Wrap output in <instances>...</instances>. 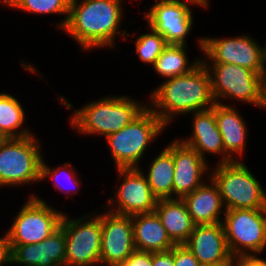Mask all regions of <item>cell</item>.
<instances>
[{"instance_id": "obj_1", "label": "cell", "mask_w": 266, "mask_h": 266, "mask_svg": "<svg viewBox=\"0 0 266 266\" xmlns=\"http://www.w3.org/2000/svg\"><path fill=\"white\" fill-rule=\"evenodd\" d=\"M123 0H71L69 18L64 28L85 52L92 49L115 48L117 35L129 32L122 29ZM124 36V37H123Z\"/></svg>"}, {"instance_id": "obj_2", "label": "cell", "mask_w": 266, "mask_h": 266, "mask_svg": "<svg viewBox=\"0 0 266 266\" xmlns=\"http://www.w3.org/2000/svg\"><path fill=\"white\" fill-rule=\"evenodd\" d=\"M162 82L146 103L167 127L177 116L210 109L216 103L210 74L202 61L191 72Z\"/></svg>"}, {"instance_id": "obj_3", "label": "cell", "mask_w": 266, "mask_h": 266, "mask_svg": "<svg viewBox=\"0 0 266 266\" xmlns=\"http://www.w3.org/2000/svg\"><path fill=\"white\" fill-rule=\"evenodd\" d=\"M144 102L126 95H106L74 109L69 122L79 134L101 135L105 138L128 125L146 107Z\"/></svg>"}, {"instance_id": "obj_4", "label": "cell", "mask_w": 266, "mask_h": 266, "mask_svg": "<svg viewBox=\"0 0 266 266\" xmlns=\"http://www.w3.org/2000/svg\"><path fill=\"white\" fill-rule=\"evenodd\" d=\"M167 127L147 106L128 125L106 137L117 168H140L150 143Z\"/></svg>"}, {"instance_id": "obj_5", "label": "cell", "mask_w": 266, "mask_h": 266, "mask_svg": "<svg viewBox=\"0 0 266 266\" xmlns=\"http://www.w3.org/2000/svg\"><path fill=\"white\" fill-rule=\"evenodd\" d=\"M240 160L218 163L212 174L208 173L219 188L225 209H266L264 188Z\"/></svg>"}, {"instance_id": "obj_6", "label": "cell", "mask_w": 266, "mask_h": 266, "mask_svg": "<svg viewBox=\"0 0 266 266\" xmlns=\"http://www.w3.org/2000/svg\"><path fill=\"white\" fill-rule=\"evenodd\" d=\"M39 139L33 135L8 138L0 145V187L40 181L43 159Z\"/></svg>"}, {"instance_id": "obj_7", "label": "cell", "mask_w": 266, "mask_h": 266, "mask_svg": "<svg viewBox=\"0 0 266 266\" xmlns=\"http://www.w3.org/2000/svg\"><path fill=\"white\" fill-rule=\"evenodd\" d=\"M202 62L210 74L212 95L216 103L224 105L225 99H234L260 108L262 75L235 64Z\"/></svg>"}, {"instance_id": "obj_8", "label": "cell", "mask_w": 266, "mask_h": 266, "mask_svg": "<svg viewBox=\"0 0 266 266\" xmlns=\"http://www.w3.org/2000/svg\"><path fill=\"white\" fill-rule=\"evenodd\" d=\"M222 223L233 258L266 250V209H228Z\"/></svg>"}, {"instance_id": "obj_9", "label": "cell", "mask_w": 266, "mask_h": 266, "mask_svg": "<svg viewBox=\"0 0 266 266\" xmlns=\"http://www.w3.org/2000/svg\"><path fill=\"white\" fill-rule=\"evenodd\" d=\"M60 226L66 238L65 266H100L101 214L69 218L64 213Z\"/></svg>"}, {"instance_id": "obj_10", "label": "cell", "mask_w": 266, "mask_h": 266, "mask_svg": "<svg viewBox=\"0 0 266 266\" xmlns=\"http://www.w3.org/2000/svg\"><path fill=\"white\" fill-rule=\"evenodd\" d=\"M6 231L11 245L37 244L61 225L63 211L49 206L37 195H29Z\"/></svg>"}, {"instance_id": "obj_11", "label": "cell", "mask_w": 266, "mask_h": 266, "mask_svg": "<svg viewBox=\"0 0 266 266\" xmlns=\"http://www.w3.org/2000/svg\"><path fill=\"white\" fill-rule=\"evenodd\" d=\"M198 42L197 47L203 52L202 61L235 64L262 76L266 72L263 49L259 42L249 35L241 34L234 38L200 37Z\"/></svg>"}, {"instance_id": "obj_12", "label": "cell", "mask_w": 266, "mask_h": 266, "mask_svg": "<svg viewBox=\"0 0 266 266\" xmlns=\"http://www.w3.org/2000/svg\"><path fill=\"white\" fill-rule=\"evenodd\" d=\"M117 172L122 183L113 190L115 197L112 195L107 201V210L128 216L154 212L157 198L151 192L144 171L141 168H117Z\"/></svg>"}, {"instance_id": "obj_13", "label": "cell", "mask_w": 266, "mask_h": 266, "mask_svg": "<svg viewBox=\"0 0 266 266\" xmlns=\"http://www.w3.org/2000/svg\"><path fill=\"white\" fill-rule=\"evenodd\" d=\"M101 224L100 265L116 266L127 260L136 250L131 216L116 214L105 209L101 214Z\"/></svg>"}, {"instance_id": "obj_14", "label": "cell", "mask_w": 266, "mask_h": 266, "mask_svg": "<svg viewBox=\"0 0 266 266\" xmlns=\"http://www.w3.org/2000/svg\"><path fill=\"white\" fill-rule=\"evenodd\" d=\"M192 11L185 4L155 0L143 16L148 26L159 32L167 44L186 45V37L194 25Z\"/></svg>"}, {"instance_id": "obj_15", "label": "cell", "mask_w": 266, "mask_h": 266, "mask_svg": "<svg viewBox=\"0 0 266 266\" xmlns=\"http://www.w3.org/2000/svg\"><path fill=\"white\" fill-rule=\"evenodd\" d=\"M173 161V198L182 199L205 183L202 179L211 168L207 159L177 138L173 140Z\"/></svg>"}, {"instance_id": "obj_16", "label": "cell", "mask_w": 266, "mask_h": 266, "mask_svg": "<svg viewBox=\"0 0 266 266\" xmlns=\"http://www.w3.org/2000/svg\"><path fill=\"white\" fill-rule=\"evenodd\" d=\"M184 245L202 266L226 263L232 258L223 223L195 225Z\"/></svg>"}, {"instance_id": "obj_17", "label": "cell", "mask_w": 266, "mask_h": 266, "mask_svg": "<svg viewBox=\"0 0 266 266\" xmlns=\"http://www.w3.org/2000/svg\"><path fill=\"white\" fill-rule=\"evenodd\" d=\"M12 264L23 266H65L66 238L60 226L37 244L11 245Z\"/></svg>"}, {"instance_id": "obj_18", "label": "cell", "mask_w": 266, "mask_h": 266, "mask_svg": "<svg viewBox=\"0 0 266 266\" xmlns=\"http://www.w3.org/2000/svg\"><path fill=\"white\" fill-rule=\"evenodd\" d=\"M213 111L223 140L224 162L238 161L237 157L244 155L243 152L247 147L248 127L233 104L215 103Z\"/></svg>"}, {"instance_id": "obj_19", "label": "cell", "mask_w": 266, "mask_h": 266, "mask_svg": "<svg viewBox=\"0 0 266 266\" xmlns=\"http://www.w3.org/2000/svg\"><path fill=\"white\" fill-rule=\"evenodd\" d=\"M190 114L193 115L192 133L188 138L179 140L195 149L203 159H206V154H220L221 158L217 163H224V145L213 107Z\"/></svg>"}, {"instance_id": "obj_20", "label": "cell", "mask_w": 266, "mask_h": 266, "mask_svg": "<svg viewBox=\"0 0 266 266\" xmlns=\"http://www.w3.org/2000/svg\"><path fill=\"white\" fill-rule=\"evenodd\" d=\"M206 182L182 198L195 225L222 223L220 217L226 211L219 188L210 175Z\"/></svg>"}, {"instance_id": "obj_21", "label": "cell", "mask_w": 266, "mask_h": 266, "mask_svg": "<svg viewBox=\"0 0 266 266\" xmlns=\"http://www.w3.org/2000/svg\"><path fill=\"white\" fill-rule=\"evenodd\" d=\"M131 219L133 222V241L136 250L163 252L175 246L155 211L136 214L131 216Z\"/></svg>"}, {"instance_id": "obj_22", "label": "cell", "mask_w": 266, "mask_h": 266, "mask_svg": "<svg viewBox=\"0 0 266 266\" xmlns=\"http://www.w3.org/2000/svg\"><path fill=\"white\" fill-rule=\"evenodd\" d=\"M155 212L175 245H182L188 241L195 224L182 199H157Z\"/></svg>"}, {"instance_id": "obj_23", "label": "cell", "mask_w": 266, "mask_h": 266, "mask_svg": "<svg viewBox=\"0 0 266 266\" xmlns=\"http://www.w3.org/2000/svg\"><path fill=\"white\" fill-rule=\"evenodd\" d=\"M156 156L144 173L151 192L157 199L173 198V140Z\"/></svg>"}, {"instance_id": "obj_24", "label": "cell", "mask_w": 266, "mask_h": 266, "mask_svg": "<svg viewBox=\"0 0 266 266\" xmlns=\"http://www.w3.org/2000/svg\"><path fill=\"white\" fill-rule=\"evenodd\" d=\"M186 50L187 45L167 44L152 66L155 73L165 80L191 72L201 63L202 58L189 63Z\"/></svg>"}, {"instance_id": "obj_25", "label": "cell", "mask_w": 266, "mask_h": 266, "mask_svg": "<svg viewBox=\"0 0 266 266\" xmlns=\"http://www.w3.org/2000/svg\"><path fill=\"white\" fill-rule=\"evenodd\" d=\"M25 111L19 100L11 94L0 93V129L8 138H22L33 133L25 123Z\"/></svg>"}, {"instance_id": "obj_26", "label": "cell", "mask_w": 266, "mask_h": 266, "mask_svg": "<svg viewBox=\"0 0 266 266\" xmlns=\"http://www.w3.org/2000/svg\"><path fill=\"white\" fill-rule=\"evenodd\" d=\"M71 0H16L10 8L34 13L36 15H65L61 22L56 23V27L64 30L70 11Z\"/></svg>"}, {"instance_id": "obj_27", "label": "cell", "mask_w": 266, "mask_h": 266, "mask_svg": "<svg viewBox=\"0 0 266 266\" xmlns=\"http://www.w3.org/2000/svg\"><path fill=\"white\" fill-rule=\"evenodd\" d=\"M77 173L72 167L70 163H64L62 166L59 165L56 168H52L47 163L45 162V159L43 157L42 162H41V173H40V181L52 179L53 180V185L54 188L60 191L63 194H67V196L70 198L74 193H77L78 190L80 189V184L82 183L80 180H78ZM63 178V179H62ZM61 179V180H60ZM63 180V182H62ZM65 180V181H64ZM70 181V182H69ZM66 183V186L68 185V182L70 185L74 186L69 188L67 186V189H65L64 184ZM77 188V189H75ZM71 193V194H70Z\"/></svg>"}, {"instance_id": "obj_28", "label": "cell", "mask_w": 266, "mask_h": 266, "mask_svg": "<svg viewBox=\"0 0 266 266\" xmlns=\"http://www.w3.org/2000/svg\"><path fill=\"white\" fill-rule=\"evenodd\" d=\"M148 28L150 31L142 35L140 34L135 39V48L139 60L153 66L167 43L159 32L149 26Z\"/></svg>"}, {"instance_id": "obj_29", "label": "cell", "mask_w": 266, "mask_h": 266, "mask_svg": "<svg viewBox=\"0 0 266 266\" xmlns=\"http://www.w3.org/2000/svg\"><path fill=\"white\" fill-rule=\"evenodd\" d=\"M173 258L174 266H202L184 244L173 247Z\"/></svg>"}, {"instance_id": "obj_30", "label": "cell", "mask_w": 266, "mask_h": 266, "mask_svg": "<svg viewBox=\"0 0 266 266\" xmlns=\"http://www.w3.org/2000/svg\"><path fill=\"white\" fill-rule=\"evenodd\" d=\"M116 266H152V252L135 250L127 260Z\"/></svg>"}, {"instance_id": "obj_31", "label": "cell", "mask_w": 266, "mask_h": 266, "mask_svg": "<svg viewBox=\"0 0 266 266\" xmlns=\"http://www.w3.org/2000/svg\"><path fill=\"white\" fill-rule=\"evenodd\" d=\"M12 265V247L7 232L0 238V266Z\"/></svg>"}, {"instance_id": "obj_32", "label": "cell", "mask_w": 266, "mask_h": 266, "mask_svg": "<svg viewBox=\"0 0 266 266\" xmlns=\"http://www.w3.org/2000/svg\"><path fill=\"white\" fill-rule=\"evenodd\" d=\"M152 266H174L173 248L163 252H152Z\"/></svg>"}, {"instance_id": "obj_33", "label": "cell", "mask_w": 266, "mask_h": 266, "mask_svg": "<svg viewBox=\"0 0 266 266\" xmlns=\"http://www.w3.org/2000/svg\"><path fill=\"white\" fill-rule=\"evenodd\" d=\"M260 255H248L235 258V266H266V260Z\"/></svg>"}, {"instance_id": "obj_34", "label": "cell", "mask_w": 266, "mask_h": 266, "mask_svg": "<svg viewBox=\"0 0 266 266\" xmlns=\"http://www.w3.org/2000/svg\"><path fill=\"white\" fill-rule=\"evenodd\" d=\"M167 2H175V3H180V4H185V5H188L190 6L191 4L194 6L197 5L198 7H203V8H208L210 7L209 5V1L210 0H165Z\"/></svg>"}, {"instance_id": "obj_35", "label": "cell", "mask_w": 266, "mask_h": 266, "mask_svg": "<svg viewBox=\"0 0 266 266\" xmlns=\"http://www.w3.org/2000/svg\"><path fill=\"white\" fill-rule=\"evenodd\" d=\"M261 108L266 109V72L264 73L263 79H262V102H261L260 109Z\"/></svg>"}, {"instance_id": "obj_36", "label": "cell", "mask_w": 266, "mask_h": 266, "mask_svg": "<svg viewBox=\"0 0 266 266\" xmlns=\"http://www.w3.org/2000/svg\"><path fill=\"white\" fill-rule=\"evenodd\" d=\"M209 266H235V258H231L228 262L226 263H221L217 265H209Z\"/></svg>"}, {"instance_id": "obj_37", "label": "cell", "mask_w": 266, "mask_h": 266, "mask_svg": "<svg viewBox=\"0 0 266 266\" xmlns=\"http://www.w3.org/2000/svg\"><path fill=\"white\" fill-rule=\"evenodd\" d=\"M15 1L16 0H0V3L3 4L4 7H5V5L7 7H11Z\"/></svg>"}, {"instance_id": "obj_38", "label": "cell", "mask_w": 266, "mask_h": 266, "mask_svg": "<svg viewBox=\"0 0 266 266\" xmlns=\"http://www.w3.org/2000/svg\"><path fill=\"white\" fill-rule=\"evenodd\" d=\"M8 139L6 134L0 129V145Z\"/></svg>"}, {"instance_id": "obj_39", "label": "cell", "mask_w": 266, "mask_h": 266, "mask_svg": "<svg viewBox=\"0 0 266 266\" xmlns=\"http://www.w3.org/2000/svg\"><path fill=\"white\" fill-rule=\"evenodd\" d=\"M266 43V42H265ZM263 49V57H264V61L266 63V44L262 47Z\"/></svg>"}]
</instances>
